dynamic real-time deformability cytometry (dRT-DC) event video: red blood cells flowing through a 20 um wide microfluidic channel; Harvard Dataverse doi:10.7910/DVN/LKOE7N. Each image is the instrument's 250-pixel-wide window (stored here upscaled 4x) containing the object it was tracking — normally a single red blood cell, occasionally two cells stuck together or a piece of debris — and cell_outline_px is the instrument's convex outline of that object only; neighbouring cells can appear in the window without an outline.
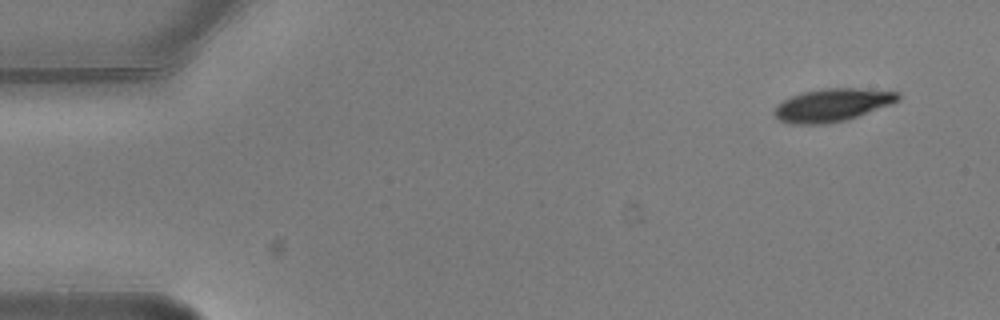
{"species": "common noctule bat (a hibernating species)", "species_latin": "Nyctalus noctula", "temperature_condition": "warm", "stored_images_in_passage": 5, "camera_frame_rate_fps": 3000, "um_per_image_px": 0.085, "animal": {"sex": "male", "body_mass_g": 20.5, "forearm_length_mm": 52.5}, "frame": {"image": 1, "passage_image": 1, "time_ms": 0.0, "image_size_px": [1000, 320], "cell_outline_px": [[900, 100], [856, 116], [844, 120], [824, 124], [792, 124], [780, 120], [772, 112], [776, 104], [792, 96], [804, 92], [824, 88], [856, 88], [900, 92]], "centroid_in_image_um": [70.7, 8.92], "position_along_channel_um": 14.3, "area_um2": 23.35}}